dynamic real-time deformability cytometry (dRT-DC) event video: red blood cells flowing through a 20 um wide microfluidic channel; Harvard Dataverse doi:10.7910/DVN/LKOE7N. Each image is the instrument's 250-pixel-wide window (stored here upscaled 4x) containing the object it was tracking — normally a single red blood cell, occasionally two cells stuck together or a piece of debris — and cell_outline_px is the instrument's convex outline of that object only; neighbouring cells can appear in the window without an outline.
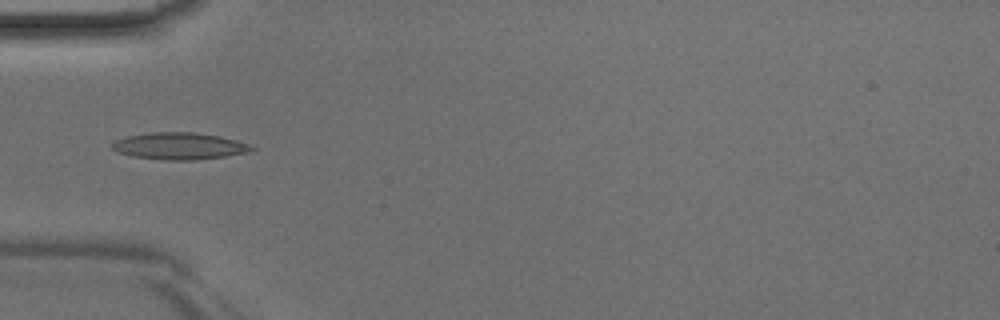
{"species": "Egyptian fruit bat (a non-hibernating species)", "species_latin": "Rousettus aegyptiacus", "temperature_condition": "room temperature", "stored_images_in_passage": 31, "camera_frame_rate_fps": 3000, "um_per_image_px": 0.085, "animal": {"sex": "male"}, "frame": {"image": 1, "passage_image": 1, "time_ms": 0.0, "image_size_px": [1000, 320], "cell_outline_px": [[256, 148], [248, 152], [224, 156], [196, 160], [164, 160], [132, 156], [116, 152], [112, 148], [112, 140], [128, 136], [148, 132], [196, 132], [220, 136], [236, 140], [248, 144]], "centroid_in_image_um": [15.2, 12.41], "position_along_channel_um": 69.8, "area_um2": 21.96}}
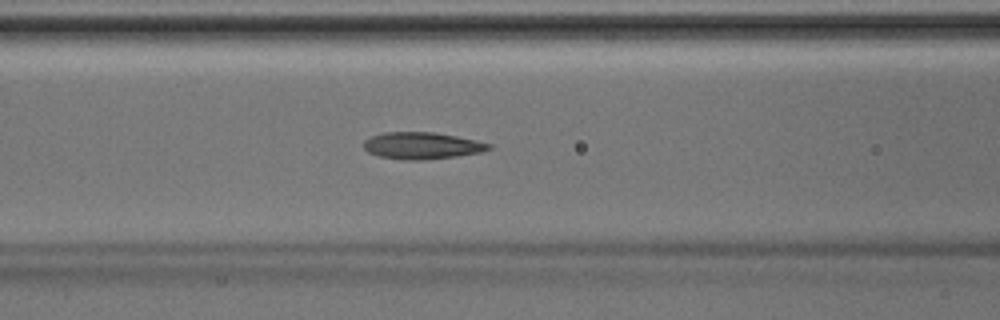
{"frame": {"image": 2, "passage_image": 5, "time_ms": 1.333, "image_size_px": [1000, 320], "cell_outline_px": [[492, 148], [480, 152], [456, 156], [420, 160], [400, 160], [376, 156], [368, 152], [364, 148], [364, 140], [372, 136], [384, 132], [432, 132], [456, 136], [476, 140], [492, 144]], "centroid_in_image_um": [35.84, 12.38], "position_along_channel_um": 130.8, "area_um2": 19.59}}